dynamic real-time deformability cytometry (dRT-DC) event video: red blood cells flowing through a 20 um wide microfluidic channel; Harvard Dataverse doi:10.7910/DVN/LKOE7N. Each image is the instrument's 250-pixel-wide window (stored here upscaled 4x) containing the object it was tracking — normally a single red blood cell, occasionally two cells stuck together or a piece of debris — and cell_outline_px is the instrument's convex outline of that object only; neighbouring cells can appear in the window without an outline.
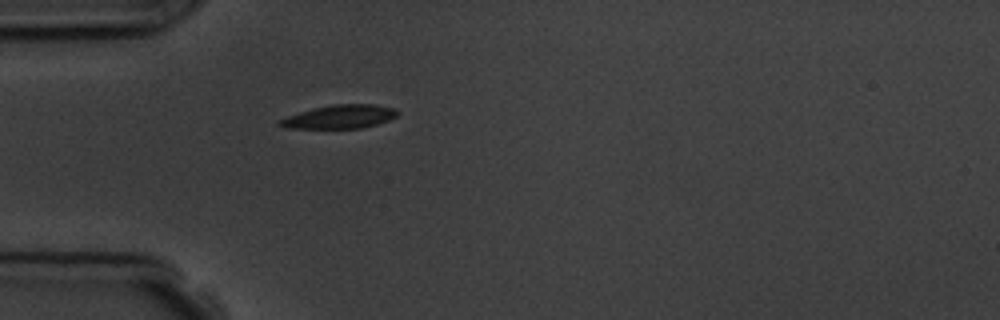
{"species": "common noctule bat (a hibernating species)", "species_latin": "Nyctalus noctula", "temperature_condition": "room temperature", "stored_images_in_passage": 1, "camera_frame_rate_fps": 3000, "um_per_image_px": 0.085, "animal": {"sex": "male", "body_mass_g": 19.5, "forearm_length_mm": 54.6}, "frame": {"image": 1, "passage_image": 1, "time_ms": 0.0, "image_size_px": [1000, 320], "cell_outline_px": [[396, 116], [388, 120], [376, 124], [360, 128], [288, 128], [276, 124], [280, 120], [288, 116], [312, 108], [332, 104], [372, 104], [396, 108]], "centroid_in_image_um": [28.86, 9.91], "position_along_channel_um": 56.1, "area_um2": 15.95}}